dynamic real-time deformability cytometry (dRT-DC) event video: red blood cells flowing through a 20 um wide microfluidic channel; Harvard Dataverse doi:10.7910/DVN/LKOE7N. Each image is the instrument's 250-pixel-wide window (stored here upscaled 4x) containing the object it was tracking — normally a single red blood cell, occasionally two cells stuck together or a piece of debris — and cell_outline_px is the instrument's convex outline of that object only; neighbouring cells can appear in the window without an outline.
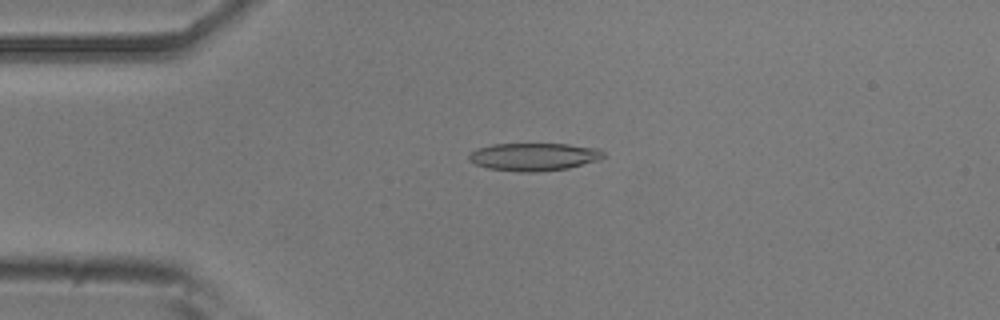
{"species": "common noctule bat (a hibernating species)", "species_latin": "Nyctalus noctula", "temperature_condition": "room temperature", "stored_images_in_passage": 41, "camera_frame_rate_fps": 3000, "um_per_image_px": 0.085, "animal": {"sex": "male", "body_mass_g": 20.5, "forearm_length_mm": 52.5}, "frame": {"image": 1, "passage_image": 1, "time_ms": 0.0, "image_size_px": [1000, 320], "cell_outline_px": [[604, 156], [600, 160], [568, 168], [536, 172], [520, 172], [488, 168], [476, 164], [468, 160], [468, 156], [476, 148], [492, 144], [568, 144], [600, 148], [604, 152]], "centroid_in_image_um": [45.4, 13.32], "position_along_channel_um": 39.6, "area_um2": 21.91}}
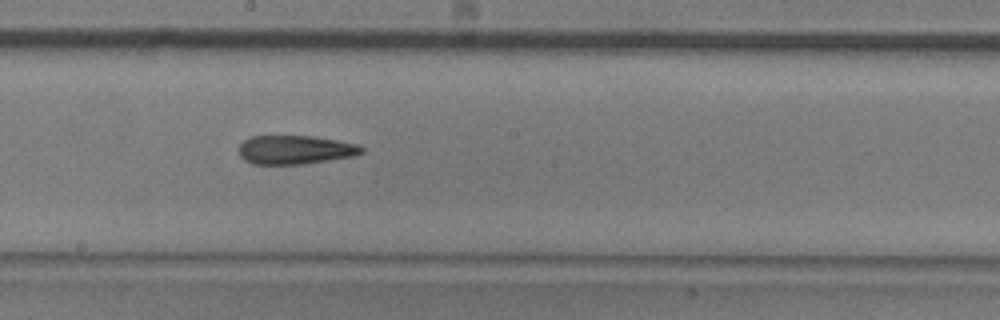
{"frame": {"image": 2, "passage_image": 17, "time_ms": 5.333, "image_size_px": [1000, 320], "cell_outline_px": [[364, 152], [356, 156], [304, 164], [252, 164], [244, 160], [240, 156], [240, 144], [244, 140], [252, 136], [312, 136], [336, 140], [356, 144], [364, 148]], "centroid_in_image_um": [25.11, 12.74], "position_along_channel_um": 223.1, "area_um2": 20.63}}
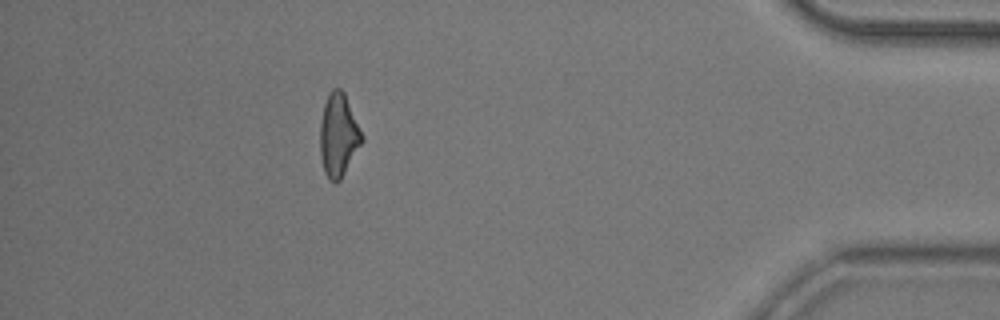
{"frame": {"image": 3, "passage_image": 35, "time_ms": 11.333, "image_size_px": [1000, 320], "cell_outline_px": [[364, 140], [340, 180], [336, 184], [328, 180], [324, 172], [320, 156], [320, 124], [324, 104], [328, 92], [332, 88], [340, 88], [344, 92], [364, 136]], "centroid_in_image_um": [28.76, 11.5], "position_along_channel_um": 406.4, "area_um2": 20.46}, "authors_computed_cell_mechanics": {"area_um2": 20.9236, "velocity_mm_per_s": 3.8987, "shape_relaxation_time_tau1_ms": 5.151, "shape_relaxation_time_tau2_ms": 4.0121, "deformation_change_tau1": 0.176, "deformation_change_tau2": 0.1614}}